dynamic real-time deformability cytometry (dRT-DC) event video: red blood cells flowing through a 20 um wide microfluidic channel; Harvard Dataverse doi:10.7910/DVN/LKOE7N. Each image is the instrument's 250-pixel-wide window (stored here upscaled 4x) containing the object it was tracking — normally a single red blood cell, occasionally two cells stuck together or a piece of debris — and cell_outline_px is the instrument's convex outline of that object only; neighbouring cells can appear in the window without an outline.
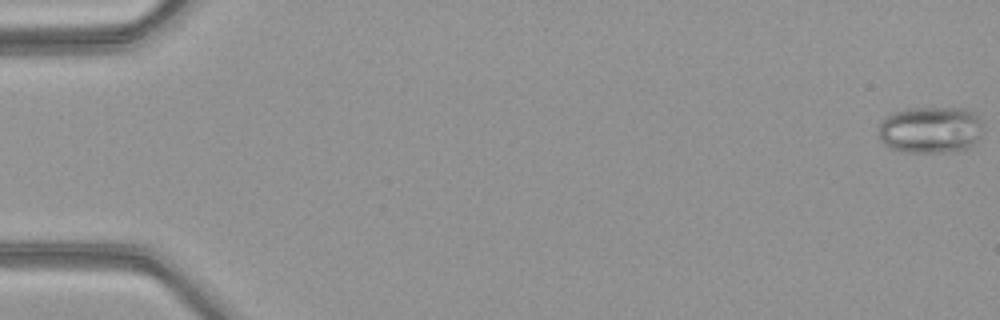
{"species": "common noctule bat (a hibernating species)", "species_latin": "Nyctalus noctula", "temperature_condition": "warm", "stored_images_in_passage": 51, "camera_frame_rate_fps": 3000, "um_per_image_px": 0.085, "animal": {"sex": "female", "body_mass_g": 21.9}, "frame": {"image": 1, "passage_image": 1, "time_ms": 0.0, "image_size_px": [1000, 320], "cell_outline_px": [[984, 128], [976, 144], [972, 148], [948, 152], [908, 152], [892, 148], [884, 144], [880, 140], [880, 120], [896, 112], [908, 108], [964, 108], [972, 112], [984, 124]], "centroid_in_image_um": [79.15, 11.04], "position_along_channel_um": 5.8, "area_um2": 28.67}}
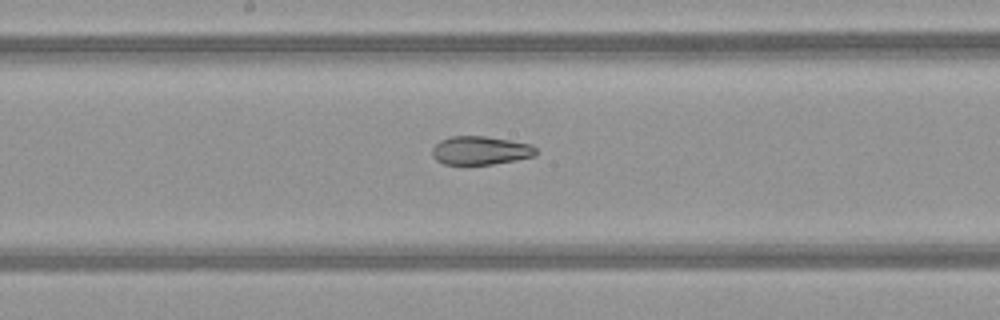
{"frame": {"image": 2, "passage_image": 28, "time_ms": 9.0, "image_size_px": [1000, 320], "cell_outline_px": [[536, 156], [516, 160], [492, 164], [444, 164], [436, 160], [432, 156], [432, 148], [440, 140], [452, 136], [484, 136], [532, 144], [536, 148]], "centroid_in_image_um": [40.84, 12.79], "position_along_channel_um": 207.4, "area_um2": 17.22}}
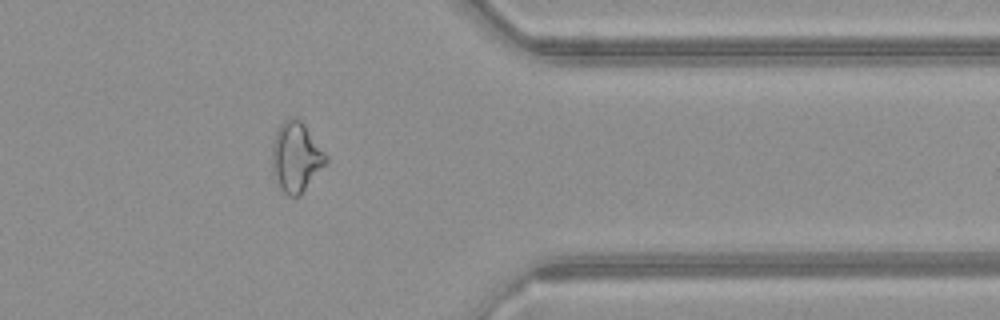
{"frame": {"image": 3, "passage_image": 42, "time_ms": 13.667, "image_size_px": [1000, 320], "cell_outline_px": [[328, 164], [300, 196], [288, 196], [280, 188], [272, 168], [272, 144], [276, 128], [284, 120], [300, 120], [304, 124], [328, 156]], "centroid_in_image_um": [25.19, 13.38], "position_along_channel_um": 386.2, "area_um2": 22.02}, "authors_computed_cell_mechanics": {"area_um2": 22.7732, "velocity_mm_per_s": 4.1168, "shape_relaxation_time_tau1_ms": null, "shape_relaxation_time_tau2_ms": 2.6432, "deformation_change_tau1": null, "deformation_change_tau2": 0.0887}}